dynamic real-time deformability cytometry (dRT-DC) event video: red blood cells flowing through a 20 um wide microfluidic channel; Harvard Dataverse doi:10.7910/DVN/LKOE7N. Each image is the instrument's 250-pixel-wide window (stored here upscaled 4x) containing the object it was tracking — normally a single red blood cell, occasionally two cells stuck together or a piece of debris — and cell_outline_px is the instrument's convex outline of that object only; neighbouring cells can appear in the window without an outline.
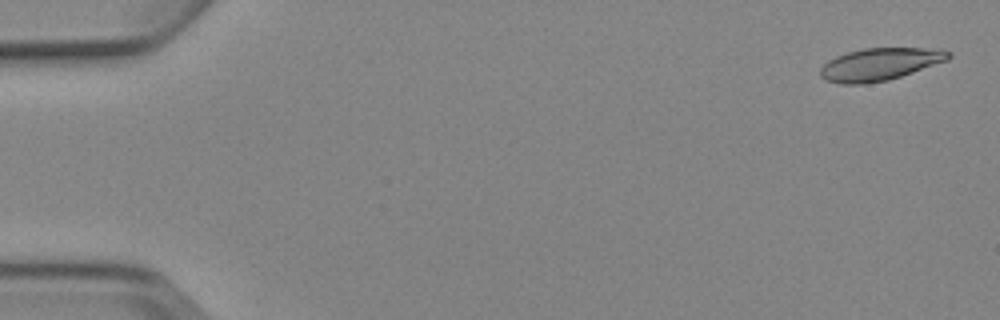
{"species": "Egyptian fruit bat (a non-hibernating species)", "species_latin": "Rousettus aegyptiacus", "temperature_condition": "cold", "stored_images_in_passage": 5, "camera_frame_rate_fps": 3000, "um_per_image_px": 0.085, "animal": {"sex": "female"}, "frame": {"image": 1, "passage_image": 1, "time_ms": 0.0, "image_size_px": [1000, 320], "cell_outline_px": [[952, 56], [948, 60], [888, 80], [864, 84], [840, 84], [824, 80], [820, 76], [820, 68], [828, 60], [836, 56], [848, 52], [864, 48], [920, 48], [952, 52]], "centroid_in_image_um": [74.73, 5.47], "position_along_channel_um": 10.3, "area_um2": 24.04}}
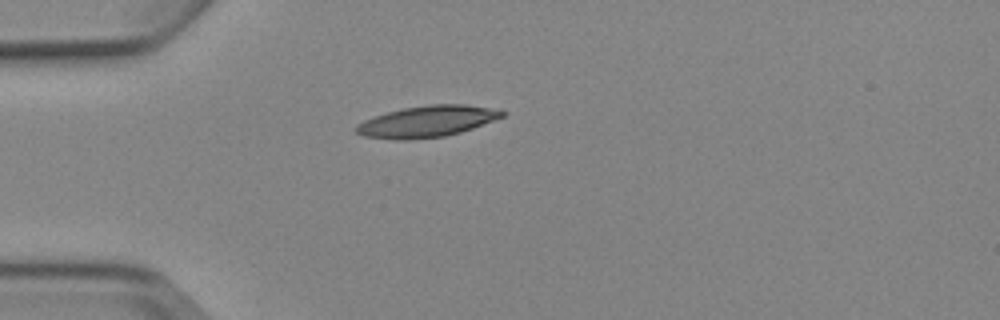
{"frame": {"image": 2, "passage_image": 4, "time_ms": 4.333, "image_size_px": [1000, 320], "cell_outline_px": [[508, 112], [504, 116], [472, 128], [460, 132], [444, 136], [408, 140], [396, 140], [364, 136], [356, 132], [356, 124], [364, 120], [388, 112], [404, 108], [428, 104], [464, 104], [488, 108]], "centroid_in_image_um": [36.28, 10.32], "position_along_channel_um": 48.7, "area_um2": 26.36}}